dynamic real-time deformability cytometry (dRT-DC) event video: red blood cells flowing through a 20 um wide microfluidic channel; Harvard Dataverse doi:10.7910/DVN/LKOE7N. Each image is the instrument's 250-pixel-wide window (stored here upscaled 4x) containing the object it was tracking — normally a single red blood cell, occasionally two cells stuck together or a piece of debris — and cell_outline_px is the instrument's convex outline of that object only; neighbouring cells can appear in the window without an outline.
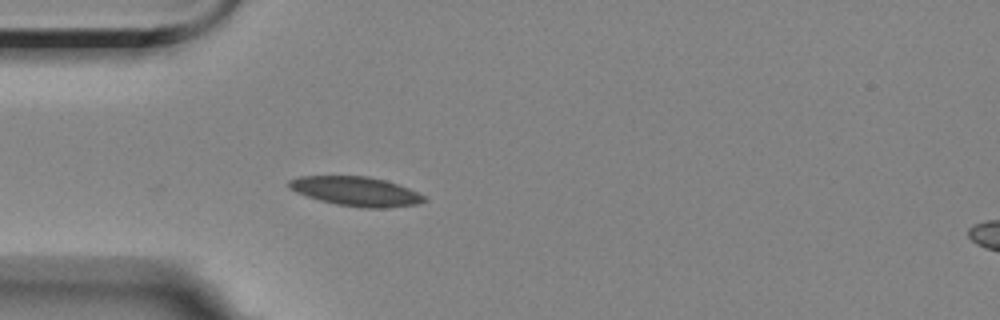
{"species": "Egyptian fruit bat (a non-hibernating species)", "species_latin": "Rousettus aegyptiacus", "temperature_condition": "room temperature", "stored_images_in_passage": 4, "camera_frame_rate_fps": 3000, "um_per_image_px": 0.085, "animal": {"sex": "female"}, "frame": {"image": 1, "passage_image": 4, "time_ms": 3.333, "image_size_px": [1000, 320], "cell_outline_px": [[428, 200], [416, 204], [384, 208], [360, 208], [336, 204], [320, 200], [296, 192], [288, 188], [288, 180], [300, 176], [368, 176], [384, 180], [408, 188], [424, 196]], "centroid_in_image_um": [30.23, 16.26], "position_along_channel_um": 54.8, "area_um2": 22.95}}